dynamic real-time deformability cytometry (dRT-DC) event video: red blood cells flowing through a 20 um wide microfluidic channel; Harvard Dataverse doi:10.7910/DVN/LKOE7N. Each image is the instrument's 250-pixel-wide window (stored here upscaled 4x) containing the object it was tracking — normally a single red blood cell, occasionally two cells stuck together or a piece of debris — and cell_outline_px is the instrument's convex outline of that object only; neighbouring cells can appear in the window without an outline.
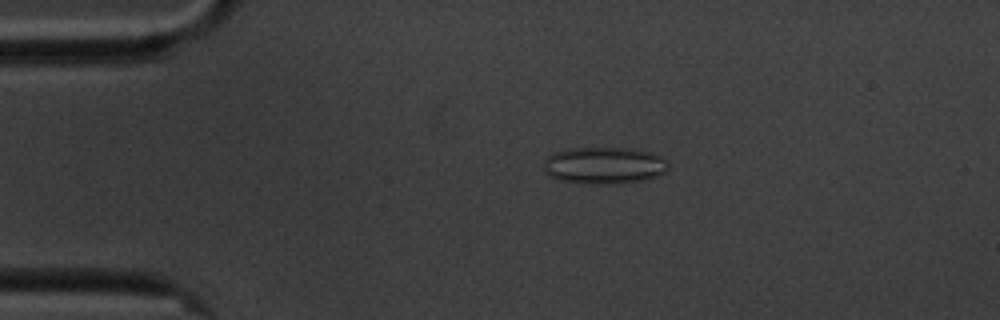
{"species": "common noctule bat (a hibernating species)", "species_latin": "Nyctalus noctula", "temperature_condition": "cold", "stored_images_in_passage": 31, "camera_frame_rate_fps": 3000, "um_per_image_px": 0.085, "animal": {"sex": "male", "body_mass_g": 20.1, "forearm_length_mm": 53.5}, "frame": {"image": 1, "passage_image": 12, "time_ms": 3.667, "image_size_px": [1000, 320], "cell_outline_px": [[668, 172], [644, 180], [608, 184], [588, 184], [556, 180], [548, 176], [544, 168], [544, 160], [552, 152], [568, 148], [628, 148], [652, 152], [668, 160]], "centroid_in_image_um": [51.34, 14.06], "position_along_channel_um": 33.7, "area_um2": 27.22}}
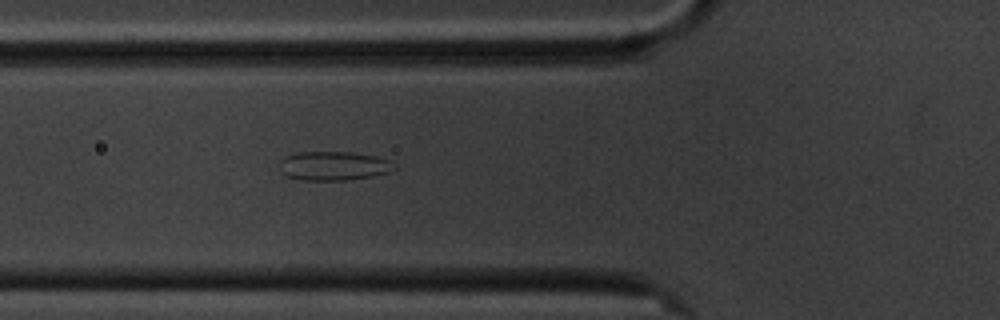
{"frame": {"image": 2, "passage_image": 21, "time_ms": 6.667, "image_size_px": [1000, 320], "cell_outline_px": [[396, 168], [388, 172], [372, 176], [348, 180], [300, 180], [284, 176], [280, 172], [280, 160], [284, 156], [296, 152], [352, 152], [376, 156], [388, 160]], "centroid_in_image_um": [28.29, 14.1], "position_along_channel_um": 97.5, "area_um2": 19.54}}
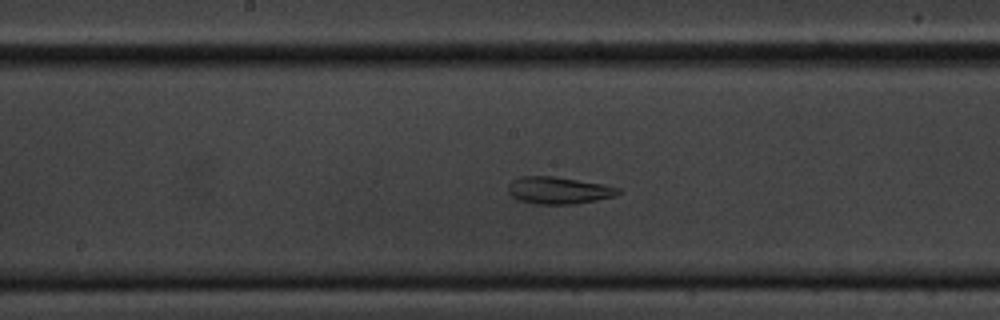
{"frame": {"image": 3, "passage_image": 31, "time_ms": 10.0, "image_size_px": [1000, 320], "cell_outline_px": [[620, 192], [616, 196], [576, 204], [536, 204], [516, 200], [508, 192], [508, 184], [512, 180], [520, 176], [552, 176], [600, 184], [620, 188]], "centroid_in_image_um": [47.43, 16.19], "position_along_channel_um": 200.8, "area_um2": 17.34}}